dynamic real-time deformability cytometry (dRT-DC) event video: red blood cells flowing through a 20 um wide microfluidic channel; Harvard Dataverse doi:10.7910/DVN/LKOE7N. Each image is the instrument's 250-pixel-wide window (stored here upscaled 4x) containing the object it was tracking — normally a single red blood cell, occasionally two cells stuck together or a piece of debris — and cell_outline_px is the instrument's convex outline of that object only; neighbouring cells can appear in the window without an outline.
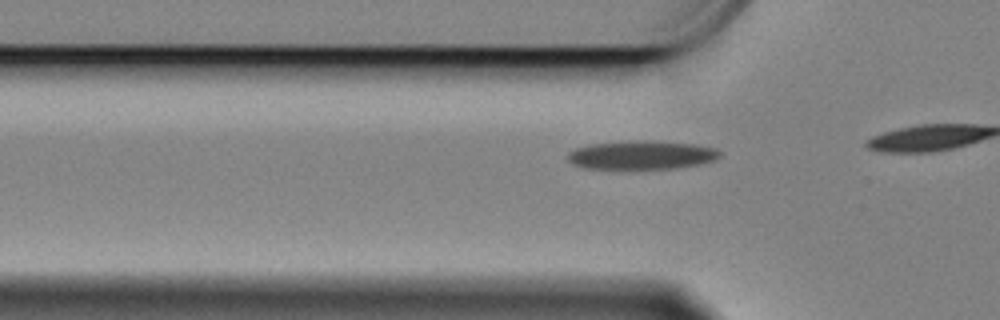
{"species": "Egyptian fruit bat (a non-hibernating species)", "species_latin": "Rousettus aegyptiacus", "temperature_condition": "cold", "stored_images_in_passage": 8, "camera_frame_rate_fps": 3000, "um_per_image_px": 0.085, "animal": {"sex": "female"}, "frame": {"image": 1, "passage_image": 5, "time_ms": 1.333, "image_size_px": [1000, 320], "cell_outline_px": [[720, 156], [712, 160], [700, 164], [676, 168], [584, 168], [572, 164], [568, 160], [568, 152], [576, 148], [588, 144], [636, 140], [652, 140], [696, 144], [716, 148], [720, 152]], "centroid_in_image_um": [54.53, 13.16], "position_along_channel_um": 71.3, "area_um2": 25.37}}